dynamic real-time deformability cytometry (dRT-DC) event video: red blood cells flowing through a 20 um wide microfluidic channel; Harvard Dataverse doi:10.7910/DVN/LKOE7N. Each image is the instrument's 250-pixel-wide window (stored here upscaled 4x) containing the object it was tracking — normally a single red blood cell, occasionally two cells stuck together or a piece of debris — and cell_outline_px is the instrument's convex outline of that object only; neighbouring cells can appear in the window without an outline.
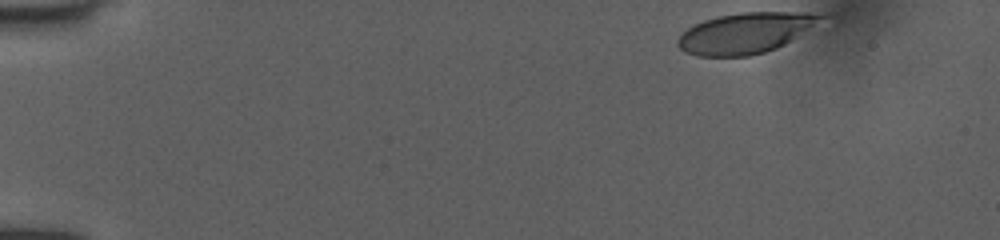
{"species": "human", "species_latin": "Homo sapiens", "temperature_condition": "room temperature", "stored_images_in_passage": 43, "camera_frame_rate_fps": 3000, "um_per_image_px": 0.085, "donor": {"sex": "female"}, "frame": {"image": 1, "passage_image": 1, "time_ms": 0.0, "image_size_px": [1000, 240], "cell_outline_px": [[828, 16], [784, 44], [776, 48], [764, 52], [748, 56], [696, 56], [684, 52], [676, 44], [676, 40], [688, 28], [704, 20], [720, 16], [740, 12], [808, 12]], "centroid_in_image_um": [63.33, 2.81], "position_along_channel_um": 21.7, "area_um2": 33.52}}
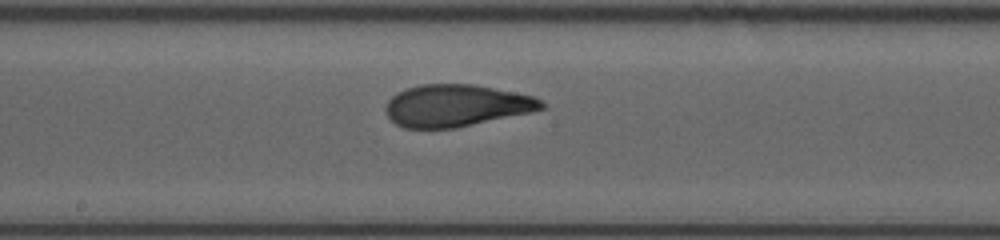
{"frame": {"image": 2, "passage_image": 24, "time_ms": 7.667, "image_size_px": [1000, 240], "cell_outline_px": [[548, 108], [532, 112], [456, 128], [404, 128], [396, 124], [384, 112], [384, 108], [388, 100], [396, 92], [420, 84], [472, 84], [532, 96], [548, 104]], "centroid_in_image_um": [38.78, 8.98], "position_along_channel_um": 209.4, "area_um2": 38.26}}
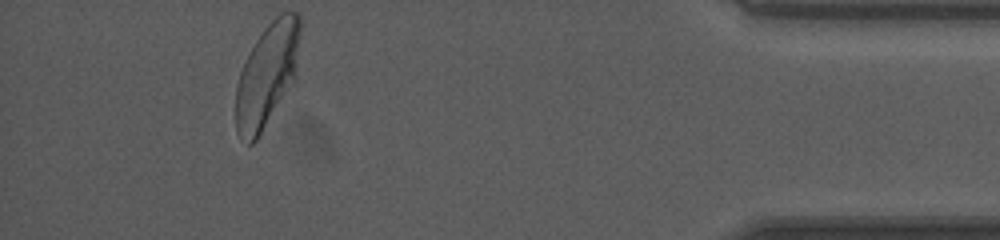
{"frame": {"image": 3, "passage_image": 43, "time_ms": 14.0, "image_size_px": [1000, 240], "cell_outline_px": [[304, 20], [292, 80], [256, 140], [252, 144], [248, 144], [240, 140], [236, 132], [236, 84], [240, 72], [256, 40], [264, 28], [280, 12], [300, 12]], "centroid_in_image_um": [22.69, 6.3], "position_along_channel_um": 412.5, "area_um2": 38.15}, "authors_computed_cell_mechanics": {"area_um2": 38.2058, "velocity_mm_per_s": 3.9892, "shape_relaxation_time_tau1_ms": 5.0237, "shape_relaxation_time_tau2_ms": 0.8255, "deformation_change_tau1": 0.2098, "deformation_change_tau2": 0.0688}}